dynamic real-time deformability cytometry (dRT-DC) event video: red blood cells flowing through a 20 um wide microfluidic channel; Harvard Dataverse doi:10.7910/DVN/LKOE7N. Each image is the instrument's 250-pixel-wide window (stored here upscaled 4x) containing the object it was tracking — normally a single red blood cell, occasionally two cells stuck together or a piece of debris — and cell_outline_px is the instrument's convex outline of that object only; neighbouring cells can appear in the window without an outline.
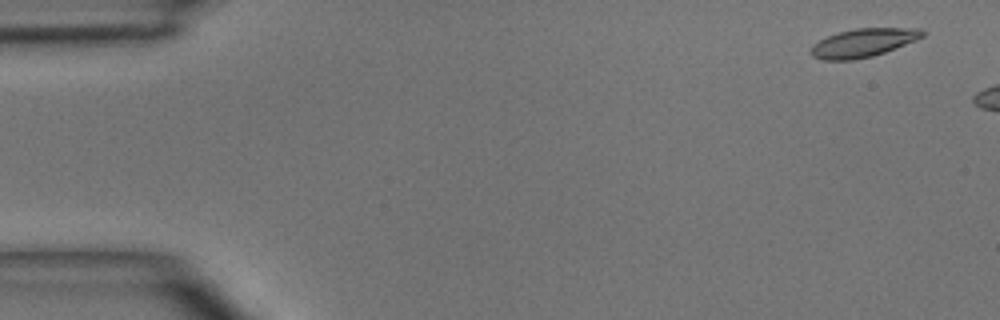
{"species": "common noctule bat (a hibernating species)", "species_latin": "Nyctalus noctula", "temperature_condition": "room temperature", "stored_images_in_passage": 5, "camera_frame_rate_fps": 3000, "um_per_image_px": 0.085, "animal": {"sex": "male", "body_mass_g": 15.6}, "frame": {"image": 1, "passage_image": 1, "time_ms": 0.0, "image_size_px": [1000, 320], "cell_outline_px": [[928, 32], [924, 36], [916, 40], [884, 52], [872, 56], [852, 60], [824, 60], [812, 56], [812, 44], [828, 36], [840, 32], [856, 28], [920, 28]], "centroid_in_image_um": [73.42, 3.63], "position_along_channel_um": 11.6, "area_um2": 18.32}}